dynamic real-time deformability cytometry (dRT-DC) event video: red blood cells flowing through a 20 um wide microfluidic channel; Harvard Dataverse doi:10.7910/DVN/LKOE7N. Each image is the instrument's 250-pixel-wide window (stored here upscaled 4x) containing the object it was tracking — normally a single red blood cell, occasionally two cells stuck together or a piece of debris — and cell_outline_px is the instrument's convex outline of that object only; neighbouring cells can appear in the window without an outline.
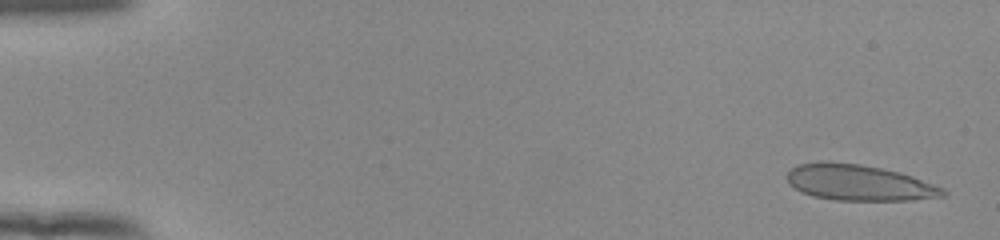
{"species": "human", "species_latin": "Homo sapiens", "temperature_condition": "room temperature", "stored_images_in_passage": 53, "camera_frame_rate_fps": 3000, "um_per_image_px": 0.085, "donor": {"sex": "female"}, "frame": {"image": 1, "passage_image": 2, "time_ms": 0.333, "image_size_px": [1000, 240], "cell_outline_px": [[948, 192], [944, 196], [912, 200], [836, 200], [812, 196], [800, 192], [788, 184], [788, 172], [796, 164], [828, 160], [860, 164], [900, 172], [912, 176], [944, 188]], "centroid_in_image_um": [72.99, 15.52], "position_along_channel_um": 12.0, "area_um2": 32.83}}
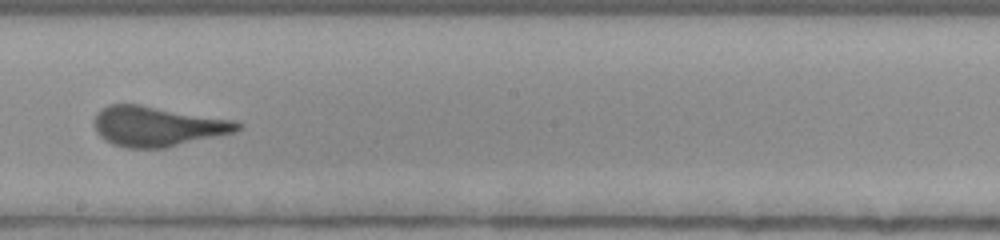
{"frame": {"image": 2, "passage_image": 31, "time_ms": 10.0, "image_size_px": [1000, 240], "cell_outline_px": [[244, 128], [236, 132], [164, 148], [128, 148], [112, 144], [100, 136], [96, 132], [96, 112], [100, 108], [108, 104], [140, 104], [236, 120], [244, 124]], "centroid_in_image_um": [13.43, 10.72], "position_along_channel_um": 234.8, "area_um2": 33.64}}
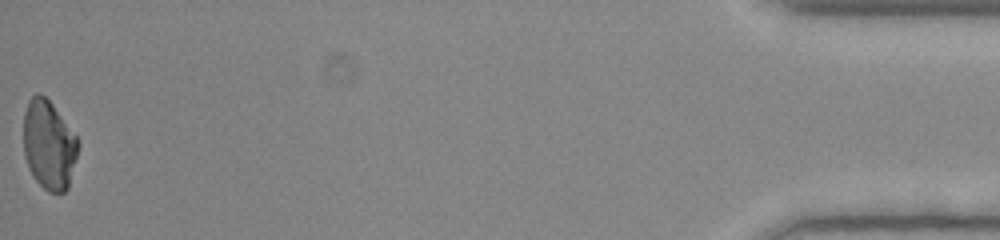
{"frame": {"image": 3, "passage_image": 53, "time_ms": 17.333, "image_size_px": [1000, 240], "cell_outline_px": [[80, 144], [68, 188], [64, 192], [48, 192], [32, 176], [28, 168], [24, 156], [24, 112], [28, 100], [36, 92], [44, 96], [52, 104], [76, 136]], "centroid_in_image_um": [4.14, 12.32], "position_along_channel_um": 431.1, "area_um2": 28.32}, "authors_computed_cell_mechanics": {"area_um2": 32.8304, "velocity_mm_per_s": 3.8978, "shape_relaxation_time_tau1_ms": 6.7675, "shape_relaxation_time_tau2_ms": null, "deformation_change_tau1": 0.2192, "deformation_change_tau2": null}}